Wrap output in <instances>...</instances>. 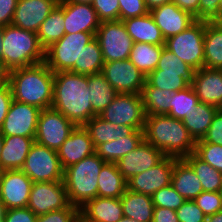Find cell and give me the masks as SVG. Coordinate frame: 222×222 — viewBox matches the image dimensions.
Masks as SVG:
<instances>
[{
  "label": "cell",
  "mask_w": 222,
  "mask_h": 222,
  "mask_svg": "<svg viewBox=\"0 0 222 222\" xmlns=\"http://www.w3.org/2000/svg\"><path fill=\"white\" fill-rule=\"evenodd\" d=\"M65 34L77 32L96 33L101 21L92 4L66 2L63 0Z\"/></svg>",
  "instance_id": "obj_19"
},
{
  "label": "cell",
  "mask_w": 222,
  "mask_h": 222,
  "mask_svg": "<svg viewBox=\"0 0 222 222\" xmlns=\"http://www.w3.org/2000/svg\"><path fill=\"white\" fill-rule=\"evenodd\" d=\"M92 6L101 22L120 20L119 0H93Z\"/></svg>",
  "instance_id": "obj_45"
},
{
  "label": "cell",
  "mask_w": 222,
  "mask_h": 222,
  "mask_svg": "<svg viewBox=\"0 0 222 222\" xmlns=\"http://www.w3.org/2000/svg\"><path fill=\"white\" fill-rule=\"evenodd\" d=\"M33 182L63 181L64 169L56 150L34 142L21 169Z\"/></svg>",
  "instance_id": "obj_8"
},
{
  "label": "cell",
  "mask_w": 222,
  "mask_h": 222,
  "mask_svg": "<svg viewBox=\"0 0 222 222\" xmlns=\"http://www.w3.org/2000/svg\"><path fill=\"white\" fill-rule=\"evenodd\" d=\"M101 74L117 93L141 95L146 82V76L129 59L104 62Z\"/></svg>",
  "instance_id": "obj_12"
},
{
  "label": "cell",
  "mask_w": 222,
  "mask_h": 222,
  "mask_svg": "<svg viewBox=\"0 0 222 222\" xmlns=\"http://www.w3.org/2000/svg\"><path fill=\"white\" fill-rule=\"evenodd\" d=\"M33 181L21 170H4L0 182V203L4 210L27 207Z\"/></svg>",
  "instance_id": "obj_16"
},
{
  "label": "cell",
  "mask_w": 222,
  "mask_h": 222,
  "mask_svg": "<svg viewBox=\"0 0 222 222\" xmlns=\"http://www.w3.org/2000/svg\"><path fill=\"white\" fill-rule=\"evenodd\" d=\"M79 215L87 222H117L124 216L120 198L99 196L80 207Z\"/></svg>",
  "instance_id": "obj_23"
},
{
  "label": "cell",
  "mask_w": 222,
  "mask_h": 222,
  "mask_svg": "<svg viewBox=\"0 0 222 222\" xmlns=\"http://www.w3.org/2000/svg\"><path fill=\"white\" fill-rule=\"evenodd\" d=\"M147 9L150 11L158 6L171 3L172 0H144Z\"/></svg>",
  "instance_id": "obj_57"
},
{
  "label": "cell",
  "mask_w": 222,
  "mask_h": 222,
  "mask_svg": "<svg viewBox=\"0 0 222 222\" xmlns=\"http://www.w3.org/2000/svg\"><path fill=\"white\" fill-rule=\"evenodd\" d=\"M79 216V208L70 205L67 208L39 215L37 216L36 222H75Z\"/></svg>",
  "instance_id": "obj_46"
},
{
  "label": "cell",
  "mask_w": 222,
  "mask_h": 222,
  "mask_svg": "<svg viewBox=\"0 0 222 222\" xmlns=\"http://www.w3.org/2000/svg\"><path fill=\"white\" fill-rule=\"evenodd\" d=\"M172 94V91L153 87L146 81L141 93L146 115L167 114Z\"/></svg>",
  "instance_id": "obj_37"
},
{
  "label": "cell",
  "mask_w": 222,
  "mask_h": 222,
  "mask_svg": "<svg viewBox=\"0 0 222 222\" xmlns=\"http://www.w3.org/2000/svg\"><path fill=\"white\" fill-rule=\"evenodd\" d=\"M13 100L38 107L51 108L54 72L45 62L9 71Z\"/></svg>",
  "instance_id": "obj_2"
},
{
  "label": "cell",
  "mask_w": 222,
  "mask_h": 222,
  "mask_svg": "<svg viewBox=\"0 0 222 222\" xmlns=\"http://www.w3.org/2000/svg\"><path fill=\"white\" fill-rule=\"evenodd\" d=\"M219 1L220 0H200L199 21L219 22Z\"/></svg>",
  "instance_id": "obj_50"
},
{
  "label": "cell",
  "mask_w": 222,
  "mask_h": 222,
  "mask_svg": "<svg viewBox=\"0 0 222 222\" xmlns=\"http://www.w3.org/2000/svg\"><path fill=\"white\" fill-rule=\"evenodd\" d=\"M3 172H4V169L0 166V182H1V179H2Z\"/></svg>",
  "instance_id": "obj_66"
},
{
  "label": "cell",
  "mask_w": 222,
  "mask_h": 222,
  "mask_svg": "<svg viewBox=\"0 0 222 222\" xmlns=\"http://www.w3.org/2000/svg\"><path fill=\"white\" fill-rule=\"evenodd\" d=\"M196 142H207L216 145H222V112L217 111L213 117L212 123L202 139Z\"/></svg>",
  "instance_id": "obj_49"
},
{
  "label": "cell",
  "mask_w": 222,
  "mask_h": 222,
  "mask_svg": "<svg viewBox=\"0 0 222 222\" xmlns=\"http://www.w3.org/2000/svg\"><path fill=\"white\" fill-rule=\"evenodd\" d=\"M198 103L199 98L190 84L185 89L173 92L169 102L170 110L166 115L183 121Z\"/></svg>",
  "instance_id": "obj_38"
},
{
  "label": "cell",
  "mask_w": 222,
  "mask_h": 222,
  "mask_svg": "<svg viewBox=\"0 0 222 222\" xmlns=\"http://www.w3.org/2000/svg\"><path fill=\"white\" fill-rule=\"evenodd\" d=\"M3 143H4V135L1 133V129H0V156H1Z\"/></svg>",
  "instance_id": "obj_63"
},
{
  "label": "cell",
  "mask_w": 222,
  "mask_h": 222,
  "mask_svg": "<svg viewBox=\"0 0 222 222\" xmlns=\"http://www.w3.org/2000/svg\"><path fill=\"white\" fill-rule=\"evenodd\" d=\"M176 157L165 156L154 167L127 180V189L152 196L159 189L171 184Z\"/></svg>",
  "instance_id": "obj_15"
},
{
  "label": "cell",
  "mask_w": 222,
  "mask_h": 222,
  "mask_svg": "<svg viewBox=\"0 0 222 222\" xmlns=\"http://www.w3.org/2000/svg\"><path fill=\"white\" fill-rule=\"evenodd\" d=\"M144 140L143 130H135L131 135L99 145L95 152L105 162L116 163L128 152L133 151Z\"/></svg>",
  "instance_id": "obj_28"
},
{
  "label": "cell",
  "mask_w": 222,
  "mask_h": 222,
  "mask_svg": "<svg viewBox=\"0 0 222 222\" xmlns=\"http://www.w3.org/2000/svg\"><path fill=\"white\" fill-rule=\"evenodd\" d=\"M58 2L59 0H18L11 24L37 33Z\"/></svg>",
  "instance_id": "obj_18"
},
{
  "label": "cell",
  "mask_w": 222,
  "mask_h": 222,
  "mask_svg": "<svg viewBox=\"0 0 222 222\" xmlns=\"http://www.w3.org/2000/svg\"><path fill=\"white\" fill-rule=\"evenodd\" d=\"M0 222H5L4 219V208L3 205L0 203Z\"/></svg>",
  "instance_id": "obj_62"
},
{
  "label": "cell",
  "mask_w": 222,
  "mask_h": 222,
  "mask_svg": "<svg viewBox=\"0 0 222 222\" xmlns=\"http://www.w3.org/2000/svg\"><path fill=\"white\" fill-rule=\"evenodd\" d=\"M117 222H138L137 220L135 219H131V218H128V217H125L123 216L119 221Z\"/></svg>",
  "instance_id": "obj_61"
},
{
  "label": "cell",
  "mask_w": 222,
  "mask_h": 222,
  "mask_svg": "<svg viewBox=\"0 0 222 222\" xmlns=\"http://www.w3.org/2000/svg\"><path fill=\"white\" fill-rule=\"evenodd\" d=\"M66 2H77V3H84V4H92L93 0H64Z\"/></svg>",
  "instance_id": "obj_60"
},
{
  "label": "cell",
  "mask_w": 222,
  "mask_h": 222,
  "mask_svg": "<svg viewBox=\"0 0 222 222\" xmlns=\"http://www.w3.org/2000/svg\"><path fill=\"white\" fill-rule=\"evenodd\" d=\"M151 73H181V77L191 84L195 70L164 47L157 67Z\"/></svg>",
  "instance_id": "obj_39"
},
{
  "label": "cell",
  "mask_w": 222,
  "mask_h": 222,
  "mask_svg": "<svg viewBox=\"0 0 222 222\" xmlns=\"http://www.w3.org/2000/svg\"><path fill=\"white\" fill-rule=\"evenodd\" d=\"M75 222H87V221L84 220L82 217L79 216V217L76 219Z\"/></svg>",
  "instance_id": "obj_65"
},
{
  "label": "cell",
  "mask_w": 222,
  "mask_h": 222,
  "mask_svg": "<svg viewBox=\"0 0 222 222\" xmlns=\"http://www.w3.org/2000/svg\"><path fill=\"white\" fill-rule=\"evenodd\" d=\"M220 192L222 193V177H221V187H220Z\"/></svg>",
  "instance_id": "obj_68"
},
{
  "label": "cell",
  "mask_w": 222,
  "mask_h": 222,
  "mask_svg": "<svg viewBox=\"0 0 222 222\" xmlns=\"http://www.w3.org/2000/svg\"><path fill=\"white\" fill-rule=\"evenodd\" d=\"M2 62L11 71L45 61V49L36 32L12 24L4 26Z\"/></svg>",
  "instance_id": "obj_4"
},
{
  "label": "cell",
  "mask_w": 222,
  "mask_h": 222,
  "mask_svg": "<svg viewBox=\"0 0 222 222\" xmlns=\"http://www.w3.org/2000/svg\"><path fill=\"white\" fill-rule=\"evenodd\" d=\"M217 111V107L199 102L183 120L184 126L195 141L202 139L206 134Z\"/></svg>",
  "instance_id": "obj_34"
},
{
  "label": "cell",
  "mask_w": 222,
  "mask_h": 222,
  "mask_svg": "<svg viewBox=\"0 0 222 222\" xmlns=\"http://www.w3.org/2000/svg\"><path fill=\"white\" fill-rule=\"evenodd\" d=\"M143 134L144 140L165 156L181 159L195 150L196 141L183 121L166 114L146 115Z\"/></svg>",
  "instance_id": "obj_3"
},
{
  "label": "cell",
  "mask_w": 222,
  "mask_h": 222,
  "mask_svg": "<svg viewBox=\"0 0 222 222\" xmlns=\"http://www.w3.org/2000/svg\"><path fill=\"white\" fill-rule=\"evenodd\" d=\"M219 22L222 20V0L219 1Z\"/></svg>",
  "instance_id": "obj_64"
},
{
  "label": "cell",
  "mask_w": 222,
  "mask_h": 222,
  "mask_svg": "<svg viewBox=\"0 0 222 222\" xmlns=\"http://www.w3.org/2000/svg\"><path fill=\"white\" fill-rule=\"evenodd\" d=\"M164 47L165 45L134 43L129 60L147 76L156 69Z\"/></svg>",
  "instance_id": "obj_35"
},
{
  "label": "cell",
  "mask_w": 222,
  "mask_h": 222,
  "mask_svg": "<svg viewBox=\"0 0 222 222\" xmlns=\"http://www.w3.org/2000/svg\"><path fill=\"white\" fill-rule=\"evenodd\" d=\"M3 30H4V26H0V60L2 61V51H3Z\"/></svg>",
  "instance_id": "obj_59"
},
{
  "label": "cell",
  "mask_w": 222,
  "mask_h": 222,
  "mask_svg": "<svg viewBox=\"0 0 222 222\" xmlns=\"http://www.w3.org/2000/svg\"><path fill=\"white\" fill-rule=\"evenodd\" d=\"M71 205L63 181L33 182L27 207L36 216Z\"/></svg>",
  "instance_id": "obj_13"
},
{
  "label": "cell",
  "mask_w": 222,
  "mask_h": 222,
  "mask_svg": "<svg viewBox=\"0 0 222 222\" xmlns=\"http://www.w3.org/2000/svg\"><path fill=\"white\" fill-rule=\"evenodd\" d=\"M200 0H172L180 9L189 12L196 20H199Z\"/></svg>",
  "instance_id": "obj_55"
},
{
  "label": "cell",
  "mask_w": 222,
  "mask_h": 222,
  "mask_svg": "<svg viewBox=\"0 0 222 222\" xmlns=\"http://www.w3.org/2000/svg\"><path fill=\"white\" fill-rule=\"evenodd\" d=\"M18 0H0V26H8L12 22Z\"/></svg>",
  "instance_id": "obj_53"
},
{
  "label": "cell",
  "mask_w": 222,
  "mask_h": 222,
  "mask_svg": "<svg viewBox=\"0 0 222 222\" xmlns=\"http://www.w3.org/2000/svg\"><path fill=\"white\" fill-rule=\"evenodd\" d=\"M165 155L150 143L143 140L136 149L120 158L116 165L127 181L131 177L154 167Z\"/></svg>",
  "instance_id": "obj_17"
},
{
  "label": "cell",
  "mask_w": 222,
  "mask_h": 222,
  "mask_svg": "<svg viewBox=\"0 0 222 222\" xmlns=\"http://www.w3.org/2000/svg\"><path fill=\"white\" fill-rule=\"evenodd\" d=\"M51 108L61 112L76 126H84L97 116L92 110L87 75L71 71L54 73Z\"/></svg>",
  "instance_id": "obj_1"
},
{
  "label": "cell",
  "mask_w": 222,
  "mask_h": 222,
  "mask_svg": "<svg viewBox=\"0 0 222 222\" xmlns=\"http://www.w3.org/2000/svg\"><path fill=\"white\" fill-rule=\"evenodd\" d=\"M104 59L99 41L95 37L89 42L80 55V74L92 75L101 73Z\"/></svg>",
  "instance_id": "obj_40"
},
{
  "label": "cell",
  "mask_w": 222,
  "mask_h": 222,
  "mask_svg": "<svg viewBox=\"0 0 222 222\" xmlns=\"http://www.w3.org/2000/svg\"><path fill=\"white\" fill-rule=\"evenodd\" d=\"M146 81L153 87L172 92L185 89L190 85L181 77V73H149Z\"/></svg>",
  "instance_id": "obj_41"
},
{
  "label": "cell",
  "mask_w": 222,
  "mask_h": 222,
  "mask_svg": "<svg viewBox=\"0 0 222 222\" xmlns=\"http://www.w3.org/2000/svg\"><path fill=\"white\" fill-rule=\"evenodd\" d=\"M199 102L219 107L222 103V70L201 68L191 83Z\"/></svg>",
  "instance_id": "obj_22"
},
{
  "label": "cell",
  "mask_w": 222,
  "mask_h": 222,
  "mask_svg": "<svg viewBox=\"0 0 222 222\" xmlns=\"http://www.w3.org/2000/svg\"><path fill=\"white\" fill-rule=\"evenodd\" d=\"M5 222H36L37 216L28 207L4 210Z\"/></svg>",
  "instance_id": "obj_51"
},
{
  "label": "cell",
  "mask_w": 222,
  "mask_h": 222,
  "mask_svg": "<svg viewBox=\"0 0 222 222\" xmlns=\"http://www.w3.org/2000/svg\"><path fill=\"white\" fill-rule=\"evenodd\" d=\"M12 101L13 95L9 83L0 86V128L3 125Z\"/></svg>",
  "instance_id": "obj_52"
},
{
  "label": "cell",
  "mask_w": 222,
  "mask_h": 222,
  "mask_svg": "<svg viewBox=\"0 0 222 222\" xmlns=\"http://www.w3.org/2000/svg\"><path fill=\"white\" fill-rule=\"evenodd\" d=\"M87 81L92 110L98 116L118 93L101 73L87 75Z\"/></svg>",
  "instance_id": "obj_33"
},
{
  "label": "cell",
  "mask_w": 222,
  "mask_h": 222,
  "mask_svg": "<svg viewBox=\"0 0 222 222\" xmlns=\"http://www.w3.org/2000/svg\"><path fill=\"white\" fill-rule=\"evenodd\" d=\"M204 68L222 70V24L206 22Z\"/></svg>",
  "instance_id": "obj_30"
},
{
  "label": "cell",
  "mask_w": 222,
  "mask_h": 222,
  "mask_svg": "<svg viewBox=\"0 0 222 222\" xmlns=\"http://www.w3.org/2000/svg\"><path fill=\"white\" fill-rule=\"evenodd\" d=\"M152 222H179L176 211L169 208L154 207Z\"/></svg>",
  "instance_id": "obj_54"
},
{
  "label": "cell",
  "mask_w": 222,
  "mask_h": 222,
  "mask_svg": "<svg viewBox=\"0 0 222 222\" xmlns=\"http://www.w3.org/2000/svg\"><path fill=\"white\" fill-rule=\"evenodd\" d=\"M119 7L121 21L149 13L144 0H119Z\"/></svg>",
  "instance_id": "obj_48"
},
{
  "label": "cell",
  "mask_w": 222,
  "mask_h": 222,
  "mask_svg": "<svg viewBox=\"0 0 222 222\" xmlns=\"http://www.w3.org/2000/svg\"><path fill=\"white\" fill-rule=\"evenodd\" d=\"M9 83V70L4 63L0 60V86Z\"/></svg>",
  "instance_id": "obj_56"
},
{
  "label": "cell",
  "mask_w": 222,
  "mask_h": 222,
  "mask_svg": "<svg viewBox=\"0 0 222 222\" xmlns=\"http://www.w3.org/2000/svg\"><path fill=\"white\" fill-rule=\"evenodd\" d=\"M176 215L179 222H205L207 217L193 200H186Z\"/></svg>",
  "instance_id": "obj_47"
},
{
  "label": "cell",
  "mask_w": 222,
  "mask_h": 222,
  "mask_svg": "<svg viewBox=\"0 0 222 222\" xmlns=\"http://www.w3.org/2000/svg\"><path fill=\"white\" fill-rule=\"evenodd\" d=\"M40 111L36 106L13 100L0 128L1 133L35 138Z\"/></svg>",
  "instance_id": "obj_14"
},
{
  "label": "cell",
  "mask_w": 222,
  "mask_h": 222,
  "mask_svg": "<svg viewBox=\"0 0 222 222\" xmlns=\"http://www.w3.org/2000/svg\"><path fill=\"white\" fill-rule=\"evenodd\" d=\"M171 185L186 200H194L203 192L200 179L183 158L174 161Z\"/></svg>",
  "instance_id": "obj_26"
},
{
  "label": "cell",
  "mask_w": 222,
  "mask_h": 222,
  "mask_svg": "<svg viewBox=\"0 0 222 222\" xmlns=\"http://www.w3.org/2000/svg\"><path fill=\"white\" fill-rule=\"evenodd\" d=\"M34 142L35 138L31 137L4 136L0 166L4 170L22 169Z\"/></svg>",
  "instance_id": "obj_24"
},
{
  "label": "cell",
  "mask_w": 222,
  "mask_h": 222,
  "mask_svg": "<svg viewBox=\"0 0 222 222\" xmlns=\"http://www.w3.org/2000/svg\"><path fill=\"white\" fill-rule=\"evenodd\" d=\"M205 21L196 20L186 30L165 40V48L195 71L204 67Z\"/></svg>",
  "instance_id": "obj_7"
},
{
  "label": "cell",
  "mask_w": 222,
  "mask_h": 222,
  "mask_svg": "<svg viewBox=\"0 0 222 222\" xmlns=\"http://www.w3.org/2000/svg\"><path fill=\"white\" fill-rule=\"evenodd\" d=\"M96 33L65 34L45 50V63L54 72L71 71L80 74V55Z\"/></svg>",
  "instance_id": "obj_6"
},
{
  "label": "cell",
  "mask_w": 222,
  "mask_h": 222,
  "mask_svg": "<svg viewBox=\"0 0 222 222\" xmlns=\"http://www.w3.org/2000/svg\"><path fill=\"white\" fill-rule=\"evenodd\" d=\"M57 153L62 168L66 169L95 153V147L84 126H76Z\"/></svg>",
  "instance_id": "obj_21"
},
{
  "label": "cell",
  "mask_w": 222,
  "mask_h": 222,
  "mask_svg": "<svg viewBox=\"0 0 222 222\" xmlns=\"http://www.w3.org/2000/svg\"><path fill=\"white\" fill-rule=\"evenodd\" d=\"M125 217L138 222H152L154 205L152 198L147 194L132 192L128 189L120 197Z\"/></svg>",
  "instance_id": "obj_29"
},
{
  "label": "cell",
  "mask_w": 222,
  "mask_h": 222,
  "mask_svg": "<svg viewBox=\"0 0 222 222\" xmlns=\"http://www.w3.org/2000/svg\"><path fill=\"white\" fill-rule=\"evenodd\" d=\"M65 35L63 0H59L37 32L41 46L46 50Z\"/></svg>",
  "instance_id": "obj_32"
},
{
  "label": "cell",
  "mask_w": 222,
  "mask_h": 222,
  "mask_svg": "<svg viewBox=\"0 0 222 222\" xmlns=\"http://www.w3.org/2000/svg\"><path fill=\"white\" fill-rule=\"evenodd\" d=\"M122 21L134 43L165 45V38L150 13Z\"/></svg>",
  "instance_id": "obj_25"
},
{
  "label": "cell",
  "mask_w": 222,
  "mask_h": 222,
  "mask_svg": "<svg viewBox=\"0 0 222 222\" xmlns=\"http://www.w3.org/2000/svg\"><path fill=\"white\" fill-rule=\"evenodd\" d=\"M206 216L213 215L222 210V193L203 191L194 200Z\"/></svg>",
  "instance_id": "obj_44"
},
{
  "label": "cell",
  "mask_w": 222,
  "mask_h": 222,
  "mask_svg": "<svg viewBox=\"0 0 222 222\" xmlns=\"http://www.w3.org/2000/svg\"><path fill=\"white\" fill-rule=\"evenodd\" d=\"M218 110L222 112V103H221L220 106L218 107Z\"/></svg>",
  "instance_id": "obj_67"
},
{
  "label": "cell",
  "mask_w": 222,
  "mask_h": 222,
  "mask_svg": "<svg viewBox=\"0 0 222 222\" xmlns=\"http://www.w3.org/2000/svg\"><path fill=\"white\" fill-rule=\"evenodd\" d=\"M105 163L95 152L64 169L63 182L71 205L80 208L97 197V180Z\"/></svg>",
  "instance_id": "obj_5"
},
{
  "label": "cell",
  "mask_w": 222,
  "mask_h": 222,
  "mask_svg": "<svg viewBox=\"0 0 222 222\" xmlns=\"http://www.w3.org/2000/svg\"><path fill=\"white\" fill-rule=\"evenodd\" d=\"M97 182L99 197L120 198L127 189V181L116 163L106 162L101 168Z\"/></svg>",
  "instance_id": "obj_31"
},
{
  "label": "cell",
  "mask_w": 222,
  "mask_h": 222,
  "mask_svg": "<svg viewBox=\"0 0 222 222\" xmlns=\"http://www.w3.org/2000/svg\"><path fill=\"white\" fill-rule=\"evenodd\" d=\"M194 170L203 191L220 192L222 173L215 170L207 162L200 159L194 152L183 158Z\"/></svg>",
  "instance_id": "obj_36"
},
{
  "label": "cell",
  "mask_w": 222,
  "mask_h": 222,
  "mask_svg": "<svg viewBox=\"0 0 222 222\" xmlns=\"http://www.w3.org/2000/svg\"><path fill=\"white\" fill-rule=\"evenodd\" d=\"M194 153L215 170L222 173V145L196 142Z\"/></svg>",
  "instance_id": "obj_42"
},
{
  "label": "cell",
  "mask_w": 222,
  "mask_h": 222,
  "mask_svg": "<svg viewBox=\"0 0 222 222\" xmlns=\"http://www.w3.org/2000/svg\"><path fill=\"white\" fill-rule=\"evenodd\" d=\"M151 198L154 207L169 208L175 211L186 201L171 184L156 191Z\"/></svg>",
  "instance_id": "obj_43"
},
{
  "label": "cell",
  "mask_w": 222,
  "mask_h": 222,
  "mask_svg": "<svg viewBox=\"0 0 222 222\" xmlns=\"http://www.w3.org/2000/svg\"><path fill=\"white\" fill-rule=\"evenodd\" d=\"M84 128L88 131L95 149L103 143L129 136L136 130L132 126L117 125L103 120L99 115L92 117Z\"/></svg>",
  "instance_id": "obj_27"
},
{
  "label": "cell",
  "mask_w": 222,
  "mask_h": 222,
  "mask_svg": "<svg viewBox=\"0 0 222 222\" xmlns=\"http://www.w3.org/2000/svg\"><path fill=\"white\" fill-rule=\"evenodd\" d=\"M149 13L160 28L165 40L186 30L196 21L189 12L180 9L173 2L158 6Z\"/></svg>",
  "instance_id": "obj_20"
},
{
  "label": "cell",
  "mask_w": 222,
  "mask_h": 222,
  "mask_svg": "<svg viewBox=\"0 0 222 222\" xmlns=\"http://www.w3.org/2000/svg\"><path fill=\"white\" fill-rule=\"evenodd\" d=\"M99 116L113 124L132 126L136 130H143L146 113L142 96L140 94L118 93Z\"/></svg>",
  "instance_id": "obj_9"
},
{
  "label": "cell",
  "mask_w": 222,
  "mask_h": 222,
  "mask_svg": "<svg viewBox=\"0 0 222 222\" xmlns=\"http://www.w3.org/2000/svg\"><path fill=\"white\" fill-rule=\"evenodd\" d=\"M75 127L61 112L53 108L43 109L38 117L35 142L57 151Z\"/></svg>",
  "instance_id": "obj_11"
},
{
  "label": "cell",
  "mask_w": 222,
  "mask_h": 222,
  "mask_svg": "<svg viewBox=\"0 0 222 222\" xmlns=\"http://www.w3.org/2000/svg\"><path fill=\"white\" fill-rule=\"evenodd\" d=\"M205 222H222V210L206 217Z\"/></svg>",
  "instance_id": "obj_58"
},
{
  "label": "cell",
  "mask_w": 222,
  "mask_h": 222,
  "mask_svg": "<svg viewBox=\"0 0 222 222\" xmlns=\"http://www.w3.org/2000/svg\"><path fill=\"white\" fill-rule=\"evenodd\" d=\"M95 37L99 41L104 62L129 59L134 42L123 21L101 22Z\"/></svg>",
  "instance_id": "obj_10"
}]
</instances>
